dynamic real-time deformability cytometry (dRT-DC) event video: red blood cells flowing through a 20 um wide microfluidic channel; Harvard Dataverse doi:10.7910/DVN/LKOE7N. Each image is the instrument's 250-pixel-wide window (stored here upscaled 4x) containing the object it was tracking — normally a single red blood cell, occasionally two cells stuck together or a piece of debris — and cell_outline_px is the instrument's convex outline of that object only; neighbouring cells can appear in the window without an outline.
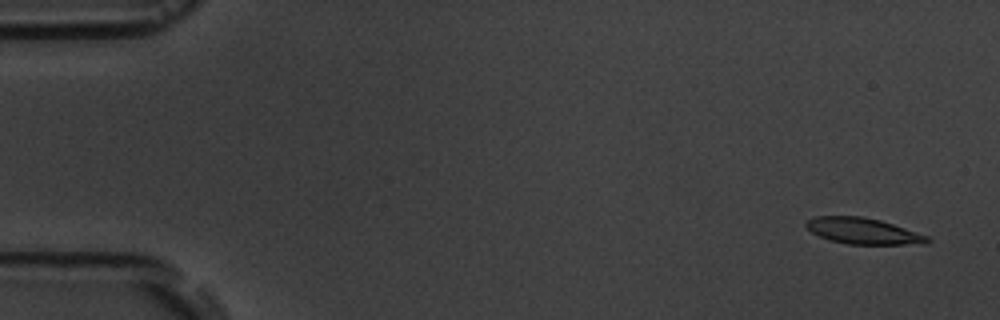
{"species": "common noctule bat (a hibernating species)", "species_latin": "Nyctalus noctula", "temperature_condition": "room temperature", "stored_images_in_passage": 4, "camera_frame_rate_fps": 3000, "um_per_image_px": 0.085, "animal": {"sex": "male", "body_mass_g": 19.5, "forearm_length_mm": 54.6}, "frame": {"image": 1, "passage_image": 1, "time_ms": 0.0, "image_size_px": [1000, 320], "cell_outline_px": [[932, 240], [924, 244], [848, 244], [828, 240], [812, 232], [804, 224], [808, 220], [816, 216], [864, 216], [880, 220], [928, 236]], "centroid_in_image_um": [73.35, 19.63], "position_along_channel_um": 11.6, "area_um2": 18.32}}
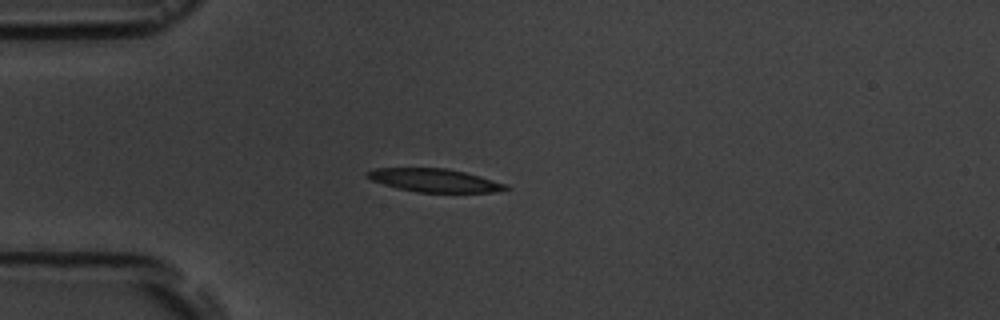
{"frame": {"image": 2, "passage_image": 4, "time_ms": 4.0, "image_size_px": [1000, 320], "cell_outline_px": [[508, 188], [492, 192], [416, 192], [396, 188], [372, 180], [364, 176], [364, 172], [376, 168], [448, 168], [480, 176], [508, 184]], "centroid_in_image_um": [36.88, 15.32], "position_along_channel_um": 48.1, "area_um2": 18.73}}